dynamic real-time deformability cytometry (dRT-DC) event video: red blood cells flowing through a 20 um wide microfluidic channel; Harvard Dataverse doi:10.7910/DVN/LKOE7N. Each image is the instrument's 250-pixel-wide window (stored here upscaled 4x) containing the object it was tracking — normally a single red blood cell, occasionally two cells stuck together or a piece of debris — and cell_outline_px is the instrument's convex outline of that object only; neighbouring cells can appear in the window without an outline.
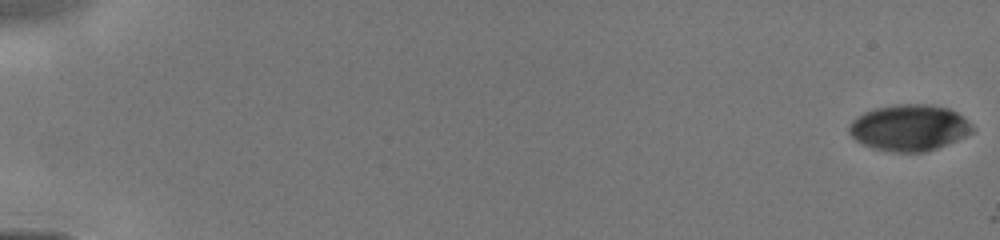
{"species": "human", "species_latin": "Homo sapiens", "temperature_condition": "cold", "stored_images_in_passage": 37, "camera_frame_rate_fps": 3000, "um_per_image_px": 0.085, "donor": {"sex": "male"}, "frame": {"image": 1, "passage_image": 1, "time_ms": 0.0, "image_size_px": [1000, 240], "cell_outline_px": [[976, 128], [972, 132], [956, 140], [936, 148], [924, 152], [892, 152], [872, 148], [856, 140], [848, 132], [848, 124], [856, 116], [864, 112], [876, 108], [896, 104], [928, 104], [948, 108], [956, 112], [968, 120]], "centroid_in_image_um": [77.27, 10.85], "position_along_channel_um": 7.7, "area_um2": 33.29}}
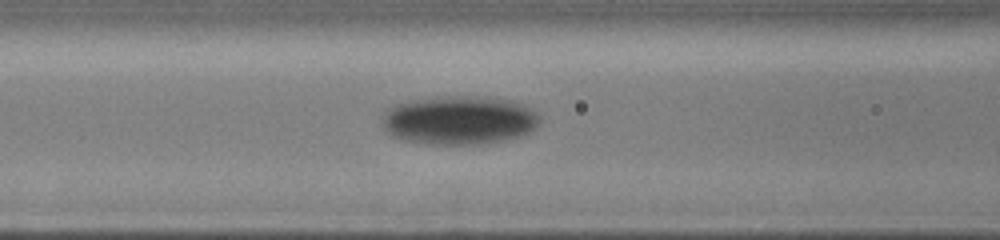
{"frame": {"image": 2, "passage_image": 28, "time_ms": 7.0, "image_size_px": [1000, 240], "cell_outline_px": [[540, 124], [528, 132], [520, 136], [504, 140], [480, 144], [428, 144], [404, 140], [392, 136], [384, 132], [380, 116], [384, 108], [396, 104], [412, 100], [436, 96], [488, 96], [512, 100], [536, 112], [540, 116]], "centroid_in_image_um": [38.96, 10.2], "position_along_channel_um": 127.6, "area_um2": 45.49}}
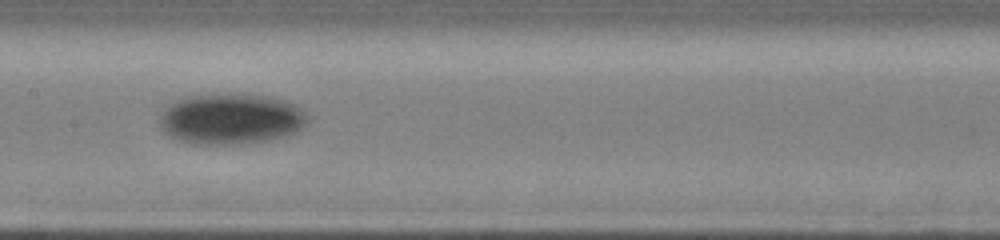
{"frame": {"image": 3, "passage_image": 36, "time_ms": 8.333, "image_size_px": [1000, 240], "cell_outline_px": [[308, 124], [292, 132], [280, 136], [264, 140], [232, 144], [204, 144], [180, 140], [164, 132], [160, 128], [160, 116], [164, 108], [168, 104], [176, 100], [200, 92], [240, 92], [268, 96], [284, 100], [296, 104], [308, 116]], "centroid_in_image_um": [19.59, 10.03], "position_along_channel_um": 187.8, "area_um2": 44.27}}